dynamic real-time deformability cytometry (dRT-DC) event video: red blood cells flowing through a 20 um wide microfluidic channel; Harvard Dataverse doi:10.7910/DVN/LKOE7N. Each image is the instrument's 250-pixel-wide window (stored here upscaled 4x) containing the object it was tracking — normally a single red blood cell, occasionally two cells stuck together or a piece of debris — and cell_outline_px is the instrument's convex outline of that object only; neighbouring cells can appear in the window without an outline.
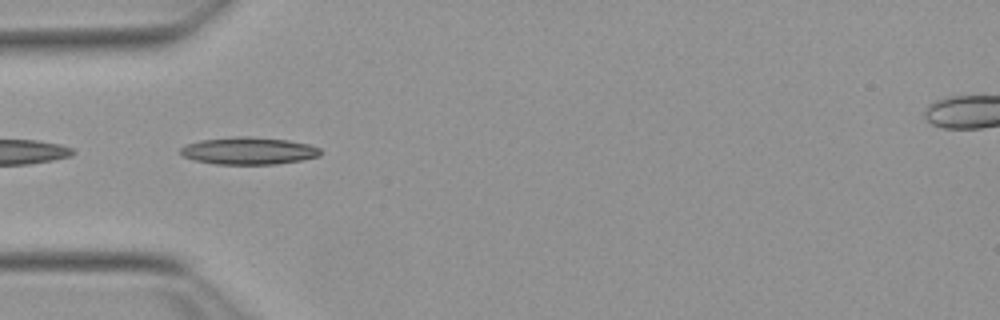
{"species": "Egyptian fruit bat (a non-hibernating species)", "species_latin": "Rousettus aegyptiacus", "temperature_condition": "warm", "stored_images_in_passage": 9, "camera_frame_rate_fps": 3000, "um_per_image_px": 0.085, "animal": {"sex": "female"}, "frame": {"image": 1, "passage_image": 2, "time_ms": 0.333, "image_size_px": [1000, 320], "cell_outline_px": [[320, 156], [300, 160], [276, 164], [216, 164], [196, 160], [184, 156], [180, 152], [180, 148], [184, 144], [200, 140], [236, 136], [248, 136], [288, 140], [308, 144], [320, 148]], "centroid_in_image_um": [21.12, 12.81], "position_along_channel_um": 63.9, "area_um2": 22.2}}